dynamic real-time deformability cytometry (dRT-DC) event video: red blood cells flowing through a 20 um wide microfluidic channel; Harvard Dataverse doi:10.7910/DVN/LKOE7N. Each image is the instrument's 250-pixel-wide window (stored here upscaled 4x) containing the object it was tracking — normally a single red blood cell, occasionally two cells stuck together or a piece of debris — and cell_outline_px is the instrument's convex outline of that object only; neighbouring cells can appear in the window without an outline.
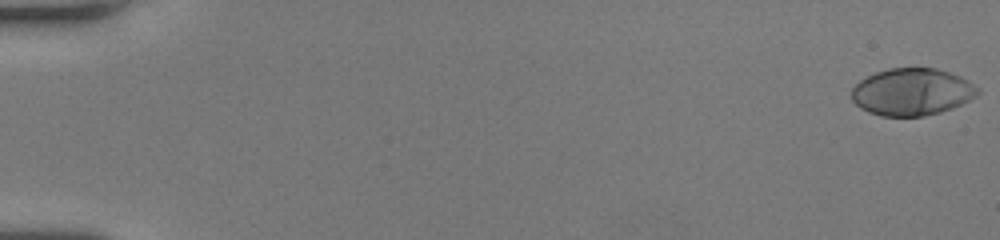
{"species": "human", "species_latin": "Homo sapiens", "temperature_condition": "room temperature", "stored_images_in_passage": 53, "camera_frame_rate_fps": 3000, "um_per_image_px": 0.085, "donor": {"sex": "female"}, "frame": {"image": 1, "passage_image": 1, "time_ms": 0.0, "image_size_px": [1000, 240], "cell_outline_px": [[980, 92], [976, 96], [952, 108], [940, 112], [924, 116], [880, 116], [868, 112], [860, 108], [852, 100], [852, 88], [860, 80], [876, 72], [888, 68], [936, 68], [960, 76], [980, 88]], "centroid_in_image_um": [77.51, 7.81], "position_along_channel_um": 7.5, "area_um2": 34.62}}
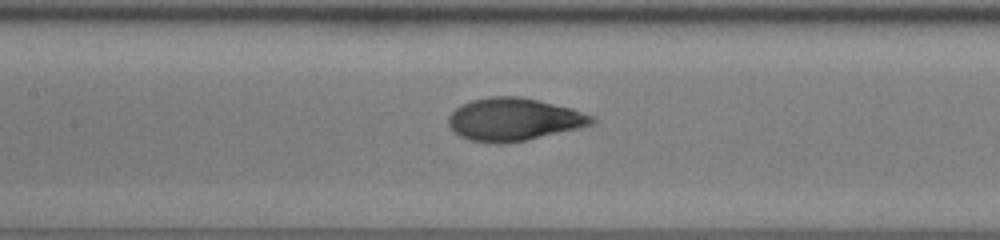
{"frame": {"image": 2, "passage_image": 27, "time_ms": 8.667, "image_size_px": [1000, 240], "cell_outline_px": [[596, 120], [592, 124], [576, 128], [524, 140], [500, 144], [496, 144], [468, 140], [460, 136], [448, 124], [448, 116], [456, 108], [472, 100], [492, 96], [520, 96], [540, 100], [572, 108], [592, 116]], "centroid_in_image_um": [43.64, 10.14], "position_along_channel_um": 163.8, "area_um2": 35.32}}
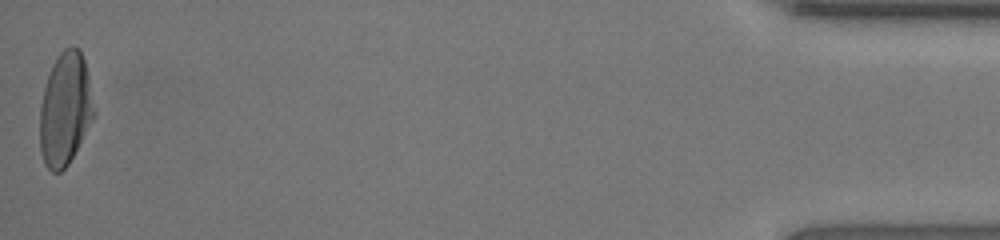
{"frame": {"image": 3, "passage_image": 53, "time_ms": 17.333, "image_size_px": [1000, 240], "cell_outline_px": [[96, 116], [68, 164], [60, 172], [52, 172], [44, 164], [40, 152], [40, 104], [44, 88], [52, 64], [60, 52], [64, 48], [76, 48], [80, 52], [84, 60], [88, 76], [96, 112]], "centroid_in_image_um": [5.54, 9.31], "position_along_channel_um": 429.7, "area_um2": 35.66}, "authors_computed_cell_mechanics": {"area_um2": 34.6222, "velocity_mm_per_s": 4.1042, "shape_relaxation_time_tau1_ms": 4.0656, "shape_relaxation_time_tau2_ms": null, "deformation_change_tau1": 0.237, "deformation_change_tau2": null}}